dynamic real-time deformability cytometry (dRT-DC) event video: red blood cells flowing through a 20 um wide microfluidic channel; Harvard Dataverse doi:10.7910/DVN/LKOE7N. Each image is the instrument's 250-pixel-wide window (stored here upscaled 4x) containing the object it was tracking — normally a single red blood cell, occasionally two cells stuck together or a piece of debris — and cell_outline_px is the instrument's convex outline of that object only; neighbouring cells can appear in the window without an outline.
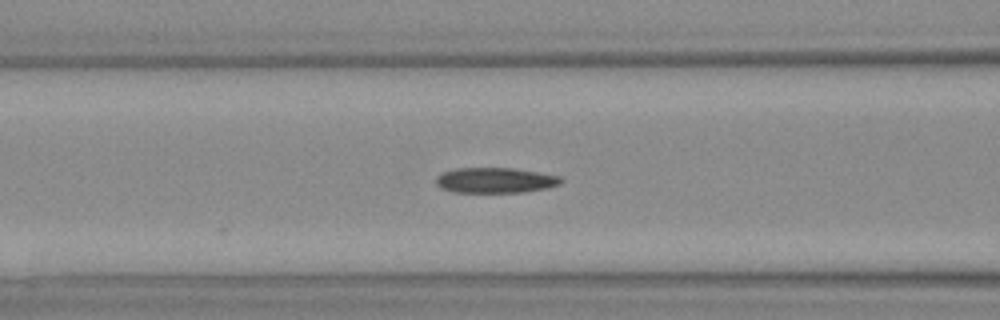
{"species": "Egyptian fruit bat (a non-hibernating species)", "species_latin": "Rousettus aegyptiacus", "temperature_condition": "warm", "stored_images_in_passage": 4, "camera_frame_rate_fps": 3000, "um_per_image_px": 0.085, "animal": {"sex": "female"}, "frame": {"image": 1, "passage_image": 4, "time_ms": 1.0, "image_size_px": [1000, 320], "cell_outline_px": [[564, 180], [560, 184], [548, 188], [524, 192], [452, 192], [440, 188], [436, 184], [436, 176], [444, 172], [456, 168], [512, 168], [560, 176]], "centroid_in_image_um": [42.09, 15.33], "position_along_channel_um": 124.5, "area_um2": 18.5}}